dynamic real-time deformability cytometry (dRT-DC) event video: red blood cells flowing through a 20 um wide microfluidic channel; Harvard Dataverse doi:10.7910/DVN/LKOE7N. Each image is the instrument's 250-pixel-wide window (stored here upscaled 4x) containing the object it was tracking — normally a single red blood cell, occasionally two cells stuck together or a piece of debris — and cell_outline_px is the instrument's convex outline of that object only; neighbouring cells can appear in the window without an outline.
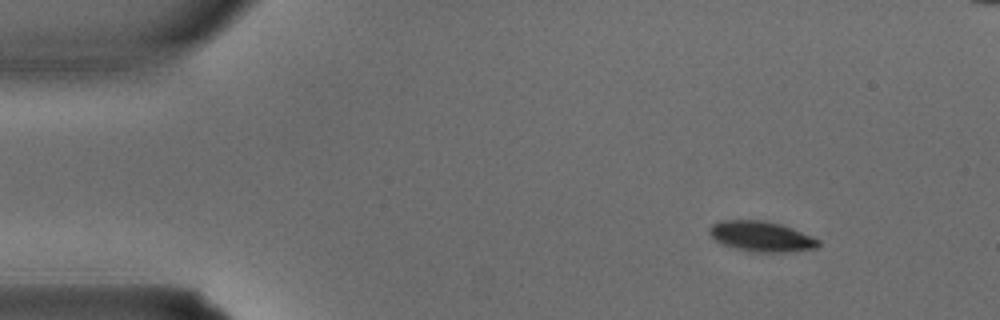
{"species": "common noctule bat (a hibernating species)", "species_latin": "Nyctalus noctula", "temperature_condition": "warm", "stored_images_in_passage": 3, "camera_frame_rate_fps": 3000, "um_per_image_px": 0.085, "animal": {"sex": "male", "body_mass_g": 15.6}, "frame": {"image": 1, "passage_image": 1, "time_ms": 0.0, "image_size_px": [1000, 320], "cell_outline_px": [[820, 244], [816, 248], [780, 252], [756, 252], [736, 248], [724, 244], [716, 240], [708, 232], [708, 228], [712, 224], [720, 220], [764, 220], [780, 224], [792, 228], [812, 236], [820, 240]], "centroid_in_image_um": [64.7, 20.08], "position_along_channel_um": 20.3, "area_um2": 19.07}}